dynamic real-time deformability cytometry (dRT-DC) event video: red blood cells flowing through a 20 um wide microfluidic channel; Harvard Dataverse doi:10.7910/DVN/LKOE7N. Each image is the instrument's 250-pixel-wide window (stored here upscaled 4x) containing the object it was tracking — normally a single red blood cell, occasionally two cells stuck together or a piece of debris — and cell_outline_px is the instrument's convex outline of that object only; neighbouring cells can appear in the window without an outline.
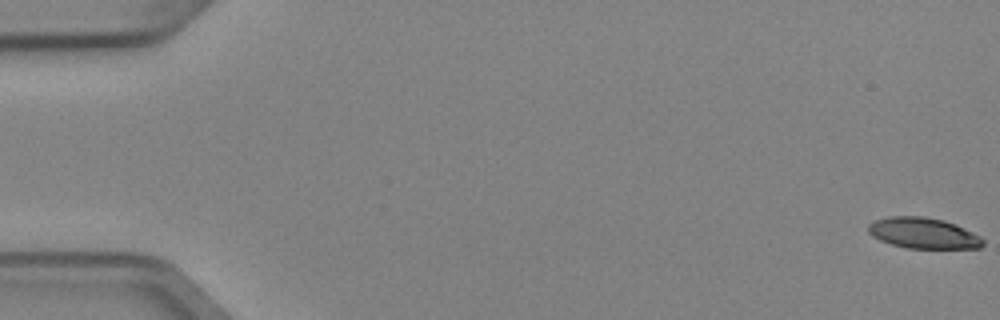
{"species": "Egyptian fruit bat (a non-hibernating species)", "species_latin": "Rousettus aegyptiacus", "temperature_condition": "cold", "stored_images_in_passage": 6, "camera_frame_rate_fps": 3000, "um_per_image_px": 0.085, "animal": {"sex": "female"}, "frame": {"image": 1, "passage_image": 1, "time_ms": 0.0, "image_size_px": [1000, 320], "cell_outline_px": [[984, 244], [980, 248], [908, 248], [892, 244], [880, 240], [872, 236], [868, 232], [868, 224], [876, 220], [888, 216], [924, 216], [944, 220], [956, 224], [980, 236], [984, 240]], "centroid_in_image_um": [78.48, 19.81], "position_along_channel_um": 6.5, "area_um2": 20.63}}
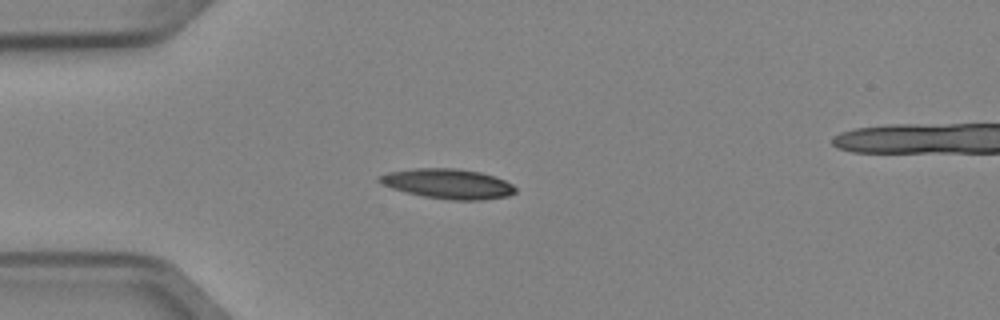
{"frame": {"image": 2, "passage_image": 5, "time_ms": 1.333, "image_size_px": [1000, 320], "cell_outline_px": [[516, 192], [508, 196], [484, 200], [452, 200], [424, 196], [392, 188], [376, 180], [376, 176], [388, 172], [416, 168], [456, 168], [480, 172], [504, 180], [512, 184], [516, 188]], "centroid_in_image_um": [38.08, 15.62], "position_along_channel_um": 46.9, "area_um2": 23.58}}